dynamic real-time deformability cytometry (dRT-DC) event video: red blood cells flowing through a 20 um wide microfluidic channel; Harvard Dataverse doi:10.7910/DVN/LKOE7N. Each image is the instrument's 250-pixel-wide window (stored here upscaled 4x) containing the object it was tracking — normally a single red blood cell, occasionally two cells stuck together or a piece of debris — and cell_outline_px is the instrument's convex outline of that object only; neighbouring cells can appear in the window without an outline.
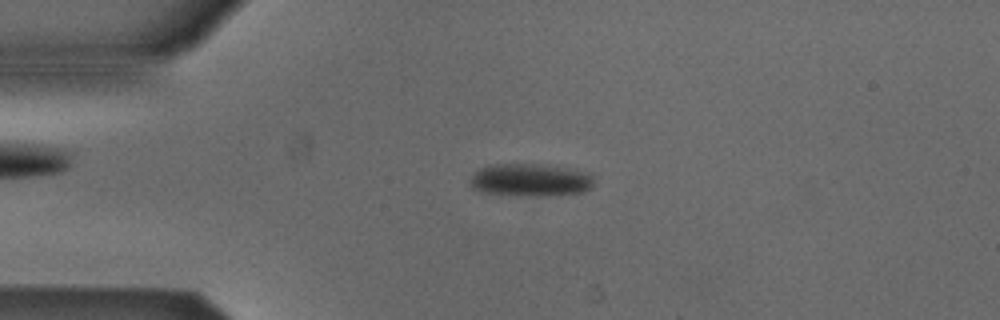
{"species": "Egyptian fruit bat (a non-hibernating species)", "species_latin": "Rousettus aegyptiacus", "temperature_condition": "cold", "stored_images_in_passage": 53, "camera_frame_rate_fps": 3000, "um_per_image_px": 0.085, "animal": {"sex": "male"}, "frame": {"image": 1, "passage_image": 13, "time_ms": 4.0, "image_size_px": [1000, 320], "cell_outline_px": [[592, 184], [588, 188], [580, 192], [540, 196], [536, 196], [480, 192], [468, 184], [468, 180], [480, 168], [496, 164], [532, 164], [564, 168], [584, 172], [592, 176]], "centroid_in_image_um": [44.99, 15.3], "position_along_channel_um": 40.0, "area_um2": 22.95}}
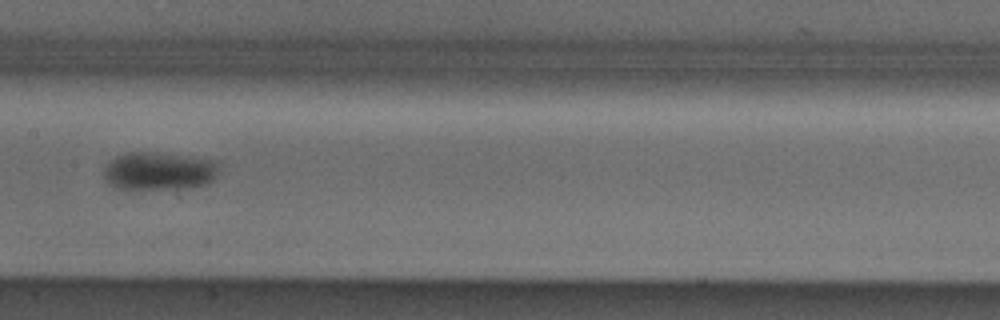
{"frame": {"image": 2, "passage_image": 27, "time_ms": 8.667, "image_size_px": [1000, 320], "cell_outline_px": [[224, 160], [220, 172], [212, 180], [204, 184], [192, 188], [116, 188], [104, 180], [104, 168], [116, 156], [128, 152], [156, 152]], "centroid_in_image_um": [13.63, 14.51], "position_along_channel_um": 193.8, "area_um2": 26.01}}
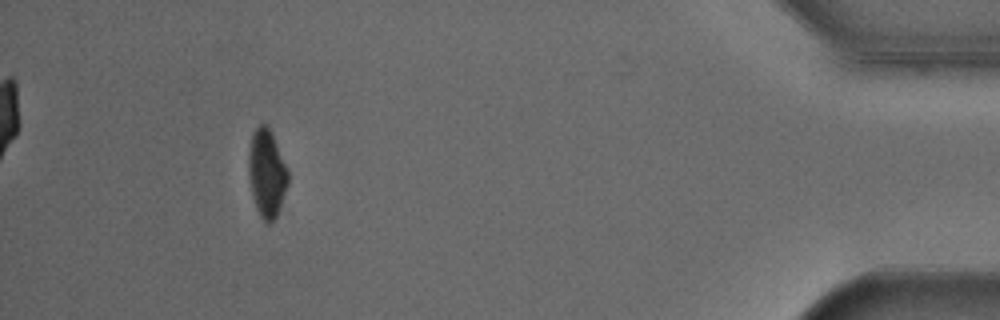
{"frame": {"image": 3, "passage_image": 49, "time_ms": 16.0, "image_size_px": [1000, 320], "cell_outline_px": [[288, 184], [280, 208], [276, 216], [268, 224], [264, 224], [256, 208], [252, 196], [248, 176], [248, 152], [252, 132], [260, 124], [264, 124], [268, 128], [288, 168]], "centroid_in_image_um": [22.65, 14.77], "position_along_channel_um": 412.5, "area_um2": 20.23}, "authors_computed_cell_mechanics": {"area_um2": 23.2934, "velocity_mm_per_s": 3.8787, "shape_relaxation_time_tau1_ms": 9.8247, "shape_relaxation_time_tau2_ms": null, "deformation_change_tau1": 0.1468, "deformation_change_tau2": null}}